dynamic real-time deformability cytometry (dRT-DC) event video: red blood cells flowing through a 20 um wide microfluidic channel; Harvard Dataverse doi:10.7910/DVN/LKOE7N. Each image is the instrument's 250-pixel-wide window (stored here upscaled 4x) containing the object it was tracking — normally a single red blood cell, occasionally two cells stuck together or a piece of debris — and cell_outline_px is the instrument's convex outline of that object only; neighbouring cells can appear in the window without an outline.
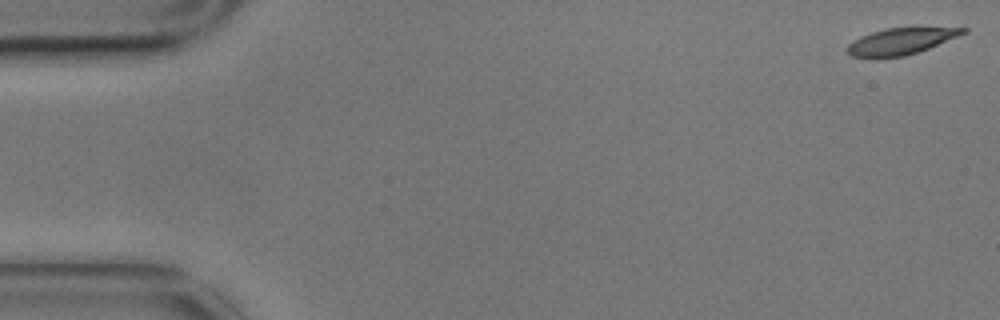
{"species": "common noctule bat (a hibernating species)", "species_latin": "Nyctalus noctula", "temperature_condition": "cold", "stored_images_in_passage": 3, "camera_frame_rate_fps": 3000, "um_per_image_px": 0.085, "animal": {"sex": "male", "body_mass_g": 17.9}, "frame": {"image": 1, "passage_image": 1, "time_ms": 0.0, "image_size_px": [1000, 320], "cell_outline_px": [[968, 32], [928, 48], [904, 56], [876, 60], [852, 56], [848, 52], [848, 44], [852, 40], [860, 36], [872, 32], [888, 28], [916, 24], [968, 28]], "centroid_in_image_um": [76.61, 3.47], "position_along_channel_um": 8.4, "area_um2": 19.07}}